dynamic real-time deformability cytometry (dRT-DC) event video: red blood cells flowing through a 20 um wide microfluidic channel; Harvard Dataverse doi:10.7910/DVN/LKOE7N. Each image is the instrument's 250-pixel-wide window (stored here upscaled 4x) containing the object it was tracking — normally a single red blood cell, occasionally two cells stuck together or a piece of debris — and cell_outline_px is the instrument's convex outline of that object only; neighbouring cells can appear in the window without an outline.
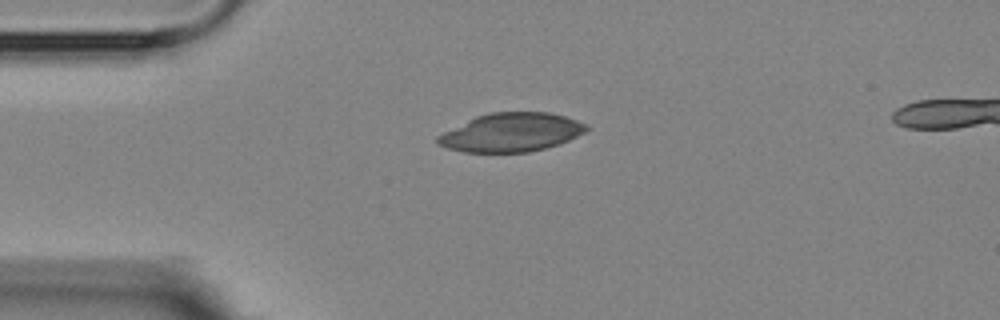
{"species": "Egyptian fruit bat (a non-hibernating species)", "species_latin": "Rousettus aegyptiacus", "temperature_condition": "room temperature", "stored_images_in_passage": 3, "camera_frame_rate_fps": 3000, "um_per_image_px": 0.085, "animal": {"sex": "female"}, "frame": {"image": 1, "passage_image": 1, "time_ms": 0.0, "image_size_px": [1000, 320], "cell_outline_px": [[588, 128], [584, 132], [560, 144], [528, 152], [464, 152], [448, 148], [436, 144], [436, 136], [476, 116], [488, 112], [548, 112], [564, 116], [588, 124]], "centroid_in_image_um": [43.44, 11.25], "position_along_channel_um": 41.6, "area_um2": 33.35}}